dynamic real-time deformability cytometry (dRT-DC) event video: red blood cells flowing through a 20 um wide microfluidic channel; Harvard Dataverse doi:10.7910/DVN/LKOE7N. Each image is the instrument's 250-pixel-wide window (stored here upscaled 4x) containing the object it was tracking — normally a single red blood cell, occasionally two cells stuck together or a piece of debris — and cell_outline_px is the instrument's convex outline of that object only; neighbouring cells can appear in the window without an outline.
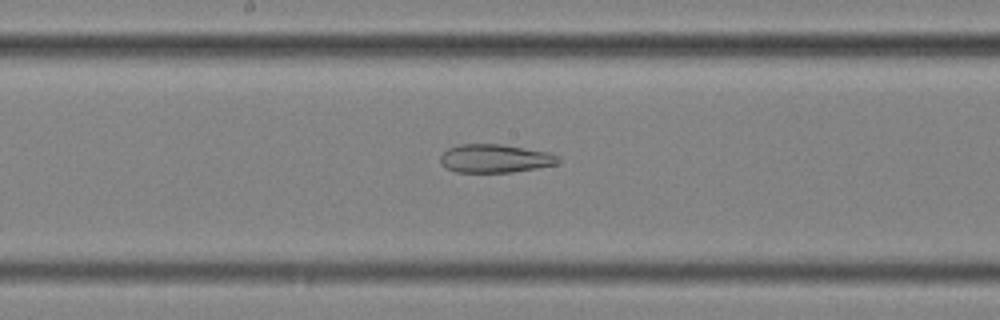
{"species": "common noctule bat (a hibernating species)", "species_latin": "Nyctalus noctula", "temperature_condition": "cold", "stored_images_in_passage": 50, "camera_frame_rate_fps": 3000, "um_per_image_px": 0.085, "animal": {"sex": "female", "body_mass_g": 25.1}, "frame": {"image": 1, "passage_image": 29, "time_ms": 9.333, "image_size_px": [1000, 320], "cell_outline_px": [[560, 164], [512, 172], [456, 172], [444, 168], [440, 164], [440, 156], [448, 148], [460, 144], [500, 144], [548, 152], [560, 156]], "centroid_in_image_um": [42.07, 13.47], "position_along_channel_um": 206.1, "area_um2": 19.65}}
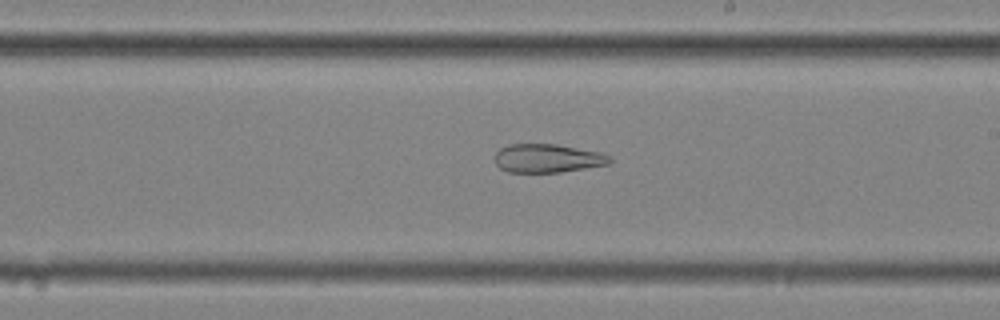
{"frame": {"image": 2, "passage_image": 32, "time_ms": 10.333, "image_size_px": [1000, 320], "cell_outline_px": [[612, 160], [608, 164], [560, 172], [508, 172], [500, 168], [496, 164], [496, 152], [500, 148], [508, 144], [556, 144], [600, 152], [612, 156]], "centroid_in_image_um": [46.54, 13.45], "position_along_channel_um": 242.5, "area_um2": 19.07}}
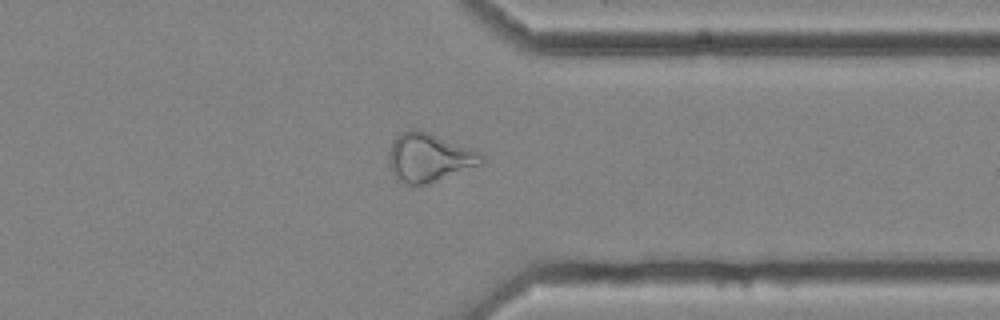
{"frame": {"image": 3, "passage_image": 43, "time_ms": 14.0, "image_size_px": [1000, 320], "cell_outline_px": [[484, 164], [428, 184], [408, 184], [396, 180], [392, 176], [388, 160], [388, 156], [392, 144], [396, 136], [412, 128], [428, 132], [472, 148], [484, 156]], "centroid_in_image_um": [36.48, 13.41], "position_along_channel_um": 374.9, "area_um2": 26.41}, "authors_computed_cell_mechanics": {"area_um2": 26.9926, "velocity_mm_per_s": 3.6429, "shape_relaxation_time_tau1_ms": null, "shape_relaxation_time_tau2_ms": 2.829, "deformation_change_tau1": null, "deformation_change_tau2": 0.1204}}